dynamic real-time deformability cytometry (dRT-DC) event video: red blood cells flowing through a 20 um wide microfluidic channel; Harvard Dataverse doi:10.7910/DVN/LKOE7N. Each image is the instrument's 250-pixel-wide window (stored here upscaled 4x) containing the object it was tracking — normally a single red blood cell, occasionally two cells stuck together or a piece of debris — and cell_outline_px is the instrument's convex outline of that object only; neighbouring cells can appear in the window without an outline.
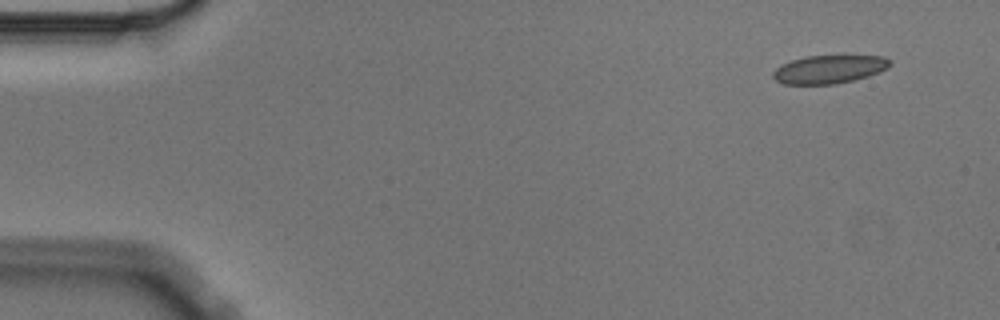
{"species": "Egyptian fruit bat (a non-hibernating species)", "species_latin": "Rousettus aegyptiacus", "temperature_condition": "cold", "stored_images_in_passage": 14, "camera_frame_rate_fps": 3000, "um_per_image_px": 0.085, "animal": {"sex": "male"}, "frame": {"image": 1, "passage_image": 1, "time_ms": 0.0, "image_size_px": [1000, 320], "cell_outline_px": [[892, 64], [888, 68], [880, 72], [868, 76], [836, 84], [784, 84], [776, 80], [772, 76], [772, 72], [780, 64], [792, 60], [808, 56], [844, 52], [884, 56], [892, 60]], "centroid_in_image_um": [70.57, 5.82], "position_along_channel_um": 14.4, "area_um2": 20.4}}
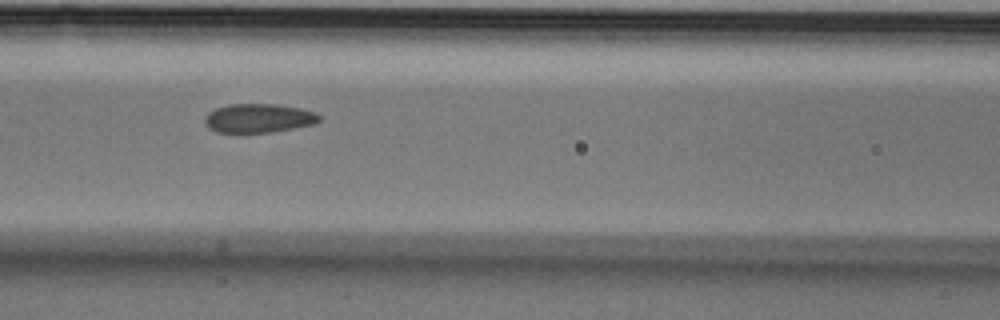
{"frame": {"image": 2, "passage_image": 6, "time_ms": 1.667, "image_size_px": [1000, 320], "cell_outline_px": [[320, 120], [312, 124], [272, 132], [216, 132], [208, 128], [204, 120], [204, 116], [208, 112], [216, 108], [228, 104], [276, 104], [300, 108], [316, 112], [320, 116]], "centroid_in_image_um": [21.95, 10.03], "position_along_channel_um": 144.7, "area_um2": 19.25}}
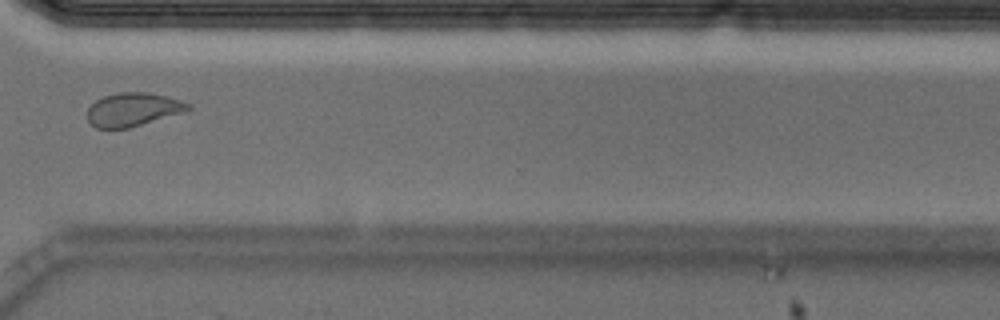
{"frame": {"image": 3, "passage_image": 11, "time_ms": 3.333, "image_size_px": [1000, 320], "cell_outline_px": [[192, 108], [184, 112], [128, 128], [96, 128], [88, 120], [88, 108], [96, 100], [104, 96], [120, 92], [148, 92], [180, 100], [192, 104]], "centroid_in_image_um": [11.32, 9.3], "position_along_channel_um": 359.3, "area_um2": 19.48}}